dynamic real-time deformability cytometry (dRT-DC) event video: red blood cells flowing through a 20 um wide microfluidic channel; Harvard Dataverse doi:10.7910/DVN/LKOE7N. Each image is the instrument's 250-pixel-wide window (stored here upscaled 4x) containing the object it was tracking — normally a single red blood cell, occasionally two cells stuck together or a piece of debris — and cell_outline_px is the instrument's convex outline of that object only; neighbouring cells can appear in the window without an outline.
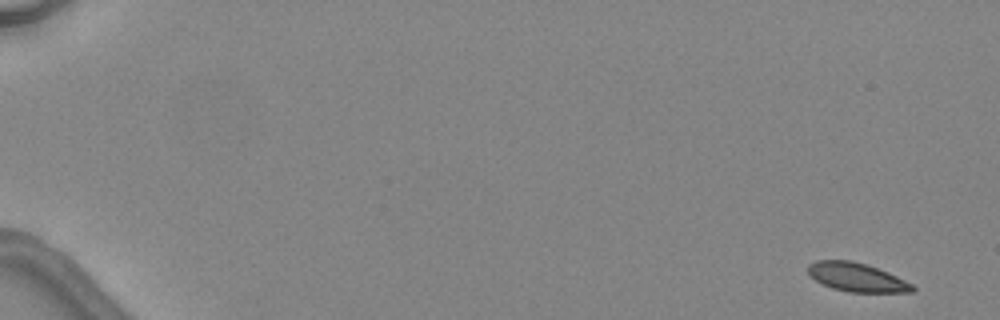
{"species": "common noctule bat (a hibernating species)", "species_latin": "Nyctalus noctula", "temperature_condition": "warm", "stored_images_in_passage": 4, "camera_frame_rate_fps": 3000, "um_per_image_px": 0.085, "animal": {"sex": "female", "body_mass_g": 24.6, "forearm_length_mm": 56.2}, "frame": {"image": 1, "passage_image": 1, "time_ms": 0.0, "image_size_px": [1000, 320], "cell_outline_px": [[916, 288], [912, 292], [848, 292], [832, 288], [816, 280], [808, 272], [808, 264], [816, 260], [852, 260], [868, 264], [888, 272], [912, 284]], "centroid_in_image_um": [72.83, 23.55], "position_along_channel_um": 12.2, "area_um2": 17.46}}
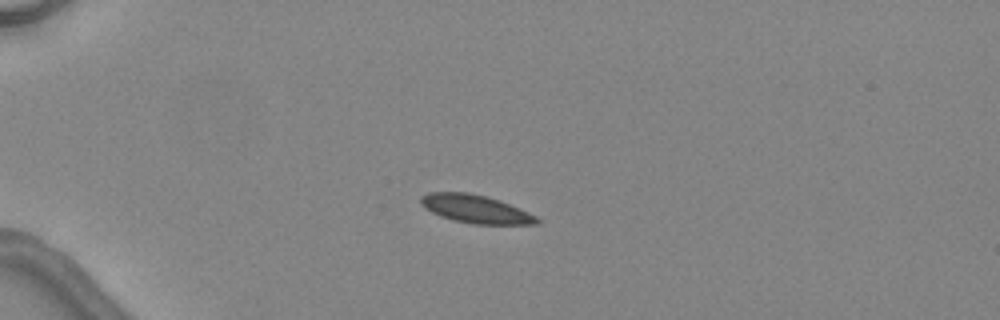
{"frame": {"image": 2, "passage_image": 2, "time_ms": 4.0, "image_size_px": [1000, 320], "cell_outline_px": [[540, 220], [536, 224], [472, 224], [452, 220], [440, 216], [424, 208], [420, 204], [420, 196], [428, 192], [468, 192], [500, 200], [520, 208], [536, 216]], "centroid_in_image_um": [40.39, 17.76], "position_along_channel_um": 44.6, "area_um2": 19.13}}